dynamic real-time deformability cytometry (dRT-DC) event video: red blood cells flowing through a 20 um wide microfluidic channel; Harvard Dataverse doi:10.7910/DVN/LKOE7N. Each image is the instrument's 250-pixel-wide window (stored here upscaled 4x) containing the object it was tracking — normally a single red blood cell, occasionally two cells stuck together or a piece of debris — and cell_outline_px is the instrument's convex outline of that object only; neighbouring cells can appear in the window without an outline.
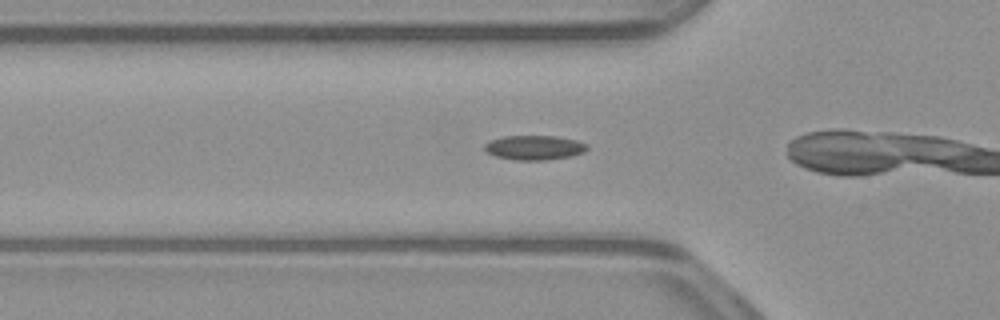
{"species": "common noctule bat (a hibernating species)", "species_latin": "Nyctalus noctula", "temperature_condition": "warm", "stored_images_in_passage": 10, "camera_frame_rate_fps": 3000, "um_per_image_px": 0.085, "animal": {"sex": "male", "body_mass_g": 23.1, "forearm_length_mm": 52.7}, "frame": {"image": 1, "passage_image": 2, "time_ms": 0.333, "image_size_px": [1000, 320], "cell_outline_px": [[588, 148], [584, 152], [572, 156], [544, 160], [512, 160], [496, 156], [488, 152], [484, 148], [484, 144], [492, 140], [504, 136], [556, 136], [576, 140], [588, 144]], "centroid_in_image_um": [45.45, 12.55], "position_along_channel_um": 80.4, "area_um2": 14.62}}
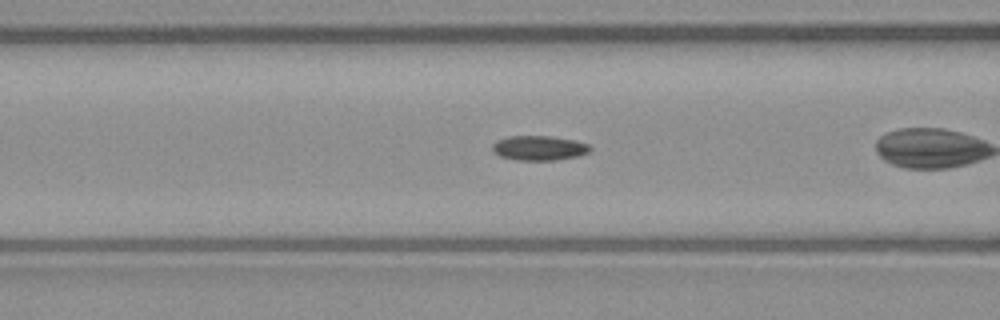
{"frame": {"image": 2, "passage_image": 5, "time_ms": 1.333, "image_size_px": [1000, 320], "cell_outline_px": [[592, 148], [588, 152], [580, 156], [556, 160], [516, 160], [500, 156], [492, 152], [492, 144], [496, 140], [508, 136], [552, 136], [576, 140], [588, 144]], "centroid_in_image_um": [45.81, 12.58], "position_along_channel_um": 120.8, "area_um2": 14.28}}